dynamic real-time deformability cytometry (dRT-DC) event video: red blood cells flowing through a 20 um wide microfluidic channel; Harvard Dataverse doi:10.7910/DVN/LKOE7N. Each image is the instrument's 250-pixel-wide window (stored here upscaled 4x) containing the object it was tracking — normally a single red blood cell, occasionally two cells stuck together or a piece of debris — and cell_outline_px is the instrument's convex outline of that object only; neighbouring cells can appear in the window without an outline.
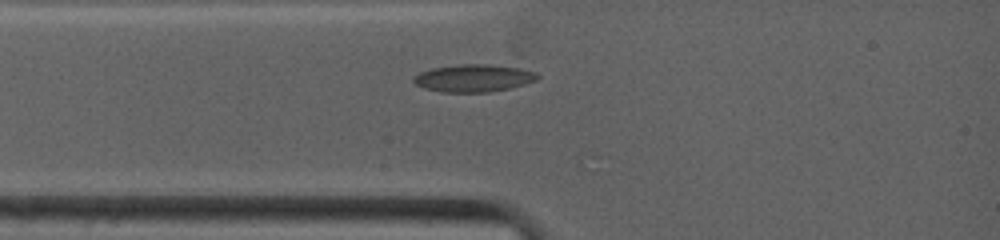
{"species": "common noctule bat (a hibernating species)", "species_latin": "Nyctalus noctula", "temperature_condition": "warm", "stored_images_in_passage": 17, "camera_frame_rate_fps": 4500, "um_per_image_px": 0.085, "animal": {"sex": "female", "body_mass_g": 19.0, "forearm_length_mm": 53.3}, "frame": {"image": 1, "passage_image": 6, "time_ms": 1.333, "image_size_px": [1000, 240], "cell_outline_px": [[540, 76], [536, 80], [524, 84], [508, 88], [488, 92], [440, 92], [424, 88], [416, 84], [412, 80], [412, 76], [420, 72], [432, 68], [460, 64], [488, 64], [520, 68], [536, 72]], "centroid_in_image_um": [40.23, 6.63], "position_along_channel_um": 44.8, "area_um2": 19.83}}
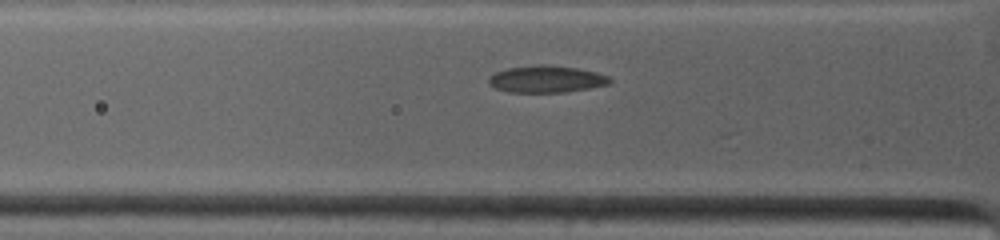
{"frame": {"image": 2, "passage_image": 10, "time_ms": 2.222, "image_size_px": [1000, 240], "cell_outline_px": [[612, 80], [608, 84], [588, 88], [564, 92], [508, 92], [496, 88], [488, 84], [488, 76], [496, 72], [508, 68], [540, 64], [544, 64], [576, 68], [596, 72], [608, 76]], "centroid_in_image_um": [46.4, 6.72], "position_along_channel_um": 79.4, "area_um2": 18.9}}
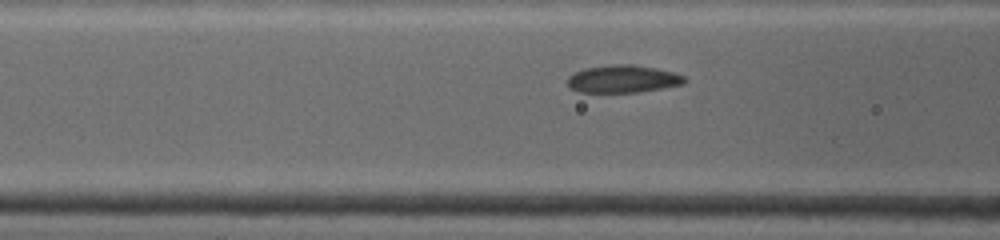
{"frame": {"image": 3, "passage_image": 14, "time_ms": 3.111, "image_size_px": [1000, 240], "cell_outline_px": [[688, 80], [684, 84], [640, 92], [576, 92], [568, 84], [568, 76], [584, 68], [608, 64], [632, 64], [656, 68], [672, 72], [684, 76]], "centroid_in_image_um": [52.96, 6.7], "position_along_channel_um": 113.6, "area_um2": 18.9}}